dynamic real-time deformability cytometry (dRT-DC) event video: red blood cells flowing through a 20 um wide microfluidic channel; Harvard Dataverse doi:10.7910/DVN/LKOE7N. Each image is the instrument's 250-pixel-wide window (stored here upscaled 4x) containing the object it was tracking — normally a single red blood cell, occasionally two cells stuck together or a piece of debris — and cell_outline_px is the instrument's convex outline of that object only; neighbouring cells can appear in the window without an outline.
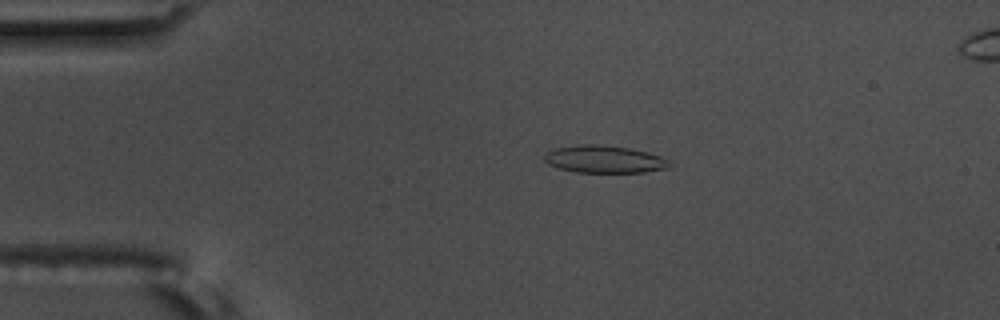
{"species": "common noctule bat (a hibernating species)", "species_latin": "Nyctalus noctula", "temperature_condition": "warm", "stored_images_in_passage": 47, "camera_frame_rate_fps": 3000, "um_per_image_px": 0.085, "animal": {"sex": "male", "body_mass_g": 17.5, "forearm_length_mm": 52.3}, "frame": {"image": 1, "passage_image": 3, "time_ms": 0.667, "image_size_px": [1000, 320], "cell_outline_px": [[672, 164], [668, 168], [644, 172], [576, 172], [560, 168], [548, 164], [544, 160], [544, 156], [548, 152], [556, 148], [576, 144], [600, 144], [632, 148], [660, 156], [672, 160]], "centroid_in_image_um": [51.41, 13.53], "position_along_channel_um": 33.6, "area_um2": 20.11}}
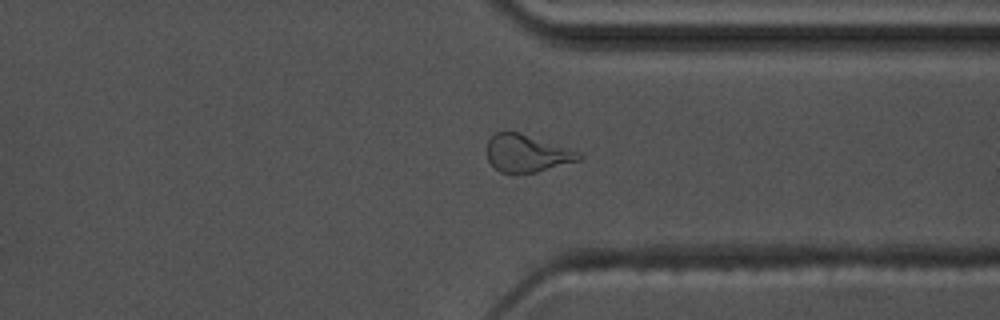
{"frame": {"image": 2, "passage_image": 34, "time_ms": 11.0, "image_size_px": [1000, 320], "cell_outline_px": [[584, 156], [580, 160], [536, 172], [500, 172], [488, 160], [488, 140], [496, 132], [516, 132], [568, 148], [580, 152]], "centroid_in_image_um": [44.8, 13.04], "position_along_channel_um": 366.6, "area_um2": 19.48}}
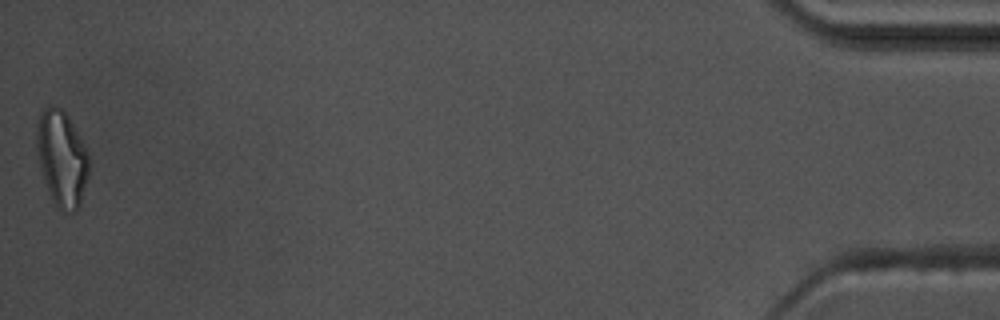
{"frame": {"image": 3, "passage_image": 47, "time_ms": 15.333, "image_size_px": [1000, 320], "cell_outline_px": [[88, 176], [80, 208], [76, 212], [64, 212], [56, 208], [52, 200], [40, 164], [36, 148], [36, 124], [40, 112], [44, 108], [52, 104], [56, 104], [68, 116], [84, 144], [88, 156]], "centroid_in_image_um": [5.25, 13.47], "position_along_channel_um": 429.9, "area_um2": 29.25}, "authors_computed_cell_mechanics": {"area_um2": 19.5364, "velocity_mm_per_s": 3.6653, "shape_relaxation_time_tau1_ms": 8.7539, "shape_relaxation_time_tau2_ms": 2.5613, "deformation_change_tau1": 0.25, "deformation_change_tau2": 0.1222}}